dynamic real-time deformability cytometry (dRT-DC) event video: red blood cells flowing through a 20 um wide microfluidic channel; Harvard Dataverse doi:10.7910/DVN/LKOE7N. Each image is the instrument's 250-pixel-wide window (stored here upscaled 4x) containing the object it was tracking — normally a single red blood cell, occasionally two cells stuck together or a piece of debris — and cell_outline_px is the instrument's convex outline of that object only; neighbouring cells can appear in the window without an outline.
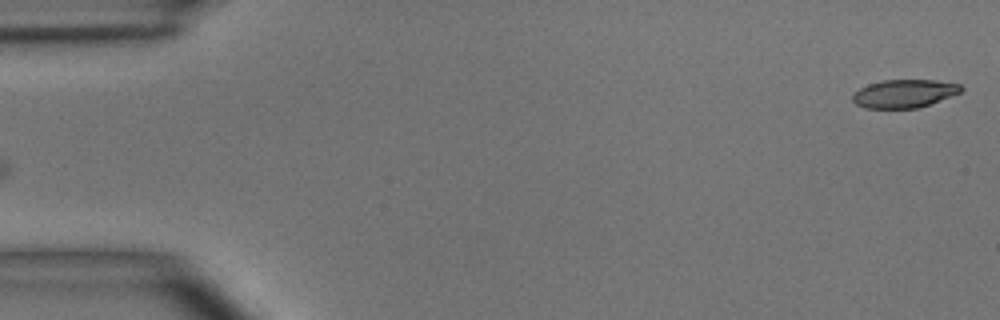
{"species": "common noctule bat (a hibernating species)", "species_latin": "Nyctalus noctula", "temperature_condition": "room temperature", "stored_images_in_passage": 2, "camera_frame_rate_fps": 3000, "um_per_image_px": 0.085, "animal": {"sex": "male", "body_mass_g": 15.6}, "frame": {"image": 1, "passage_image": 2, "time_ms": 1.0, "image_size_px": [1000, 320], "cell_outline_px": [[964, 88], [960, 92], [928, 104], [916, 108], [864, 108], [856, 104], [852, 100], [852, 92], [868, 84], [880, 80], [936, 80], [960, 84]], "centroid_in_image_um": [76.8, 7.94], "position_along_channel_um": 8.2, "area_um2": 17.74}}